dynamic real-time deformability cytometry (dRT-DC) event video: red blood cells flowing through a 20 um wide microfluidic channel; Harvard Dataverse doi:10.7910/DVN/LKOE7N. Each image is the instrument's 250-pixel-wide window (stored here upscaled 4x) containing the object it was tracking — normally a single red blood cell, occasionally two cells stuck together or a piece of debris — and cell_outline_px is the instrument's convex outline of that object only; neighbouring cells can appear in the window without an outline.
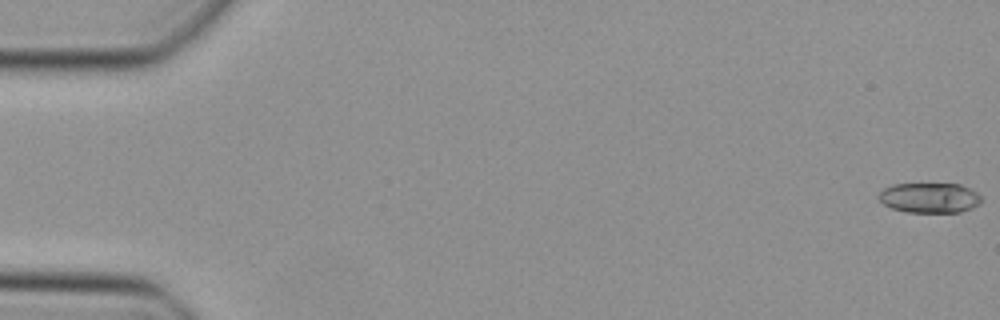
{"species": "Egyptian fruit bat (a non-hibernating species)", "species_latin": "Rousettus aegyptiacus", "temperature_condition": "cold", "stored_images_in_passage": 16, "camera_frame_rate_fps": 3000, "um_per_image_px": 0.085, "animal": {"sex": "female"}, "frame": {"image": 1, "passage_image": 1, "time_ms": 0.0, "image_size_px": [1000, 320], "cell_outline_px": [[984, 200], [980, 204], [972, 208], [960, 212], [908, 212], [892, 208], [884, 204], [876, 196], [884, 188], [892, 184], [960, 184], [976, 192]], "centroid_in_image_um": [79.02, 16.81], "position_along_channel_um": 6.0, "area_um2": 18.03}}
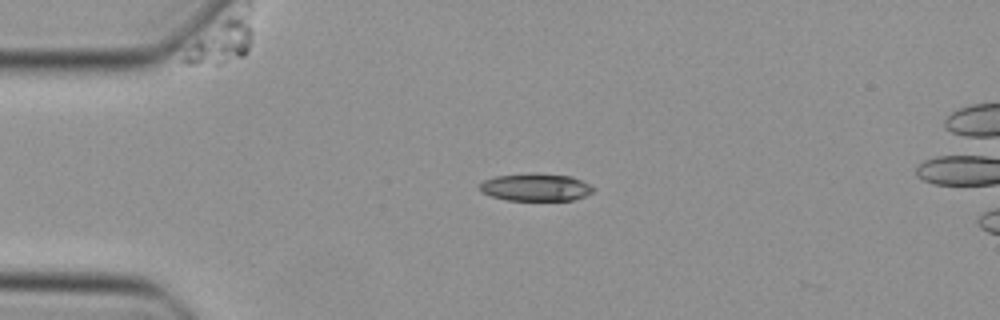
{"frame": {"image": 2, "passage_image": 12, "time_ms": 3.667, "image_size_px": [1000, 320], "cell_outline_px": [[592, 192], [584, 196], [572, 200], [504, 200], [480, 192], [476, 188], [484, 180], [496, 176], [572, 176], [588, 184], [592, 188]], "centroid_in_image_um": [45.47, 15.97], "position_along_channel_um": 39.5, "area_um2": 17.22}}